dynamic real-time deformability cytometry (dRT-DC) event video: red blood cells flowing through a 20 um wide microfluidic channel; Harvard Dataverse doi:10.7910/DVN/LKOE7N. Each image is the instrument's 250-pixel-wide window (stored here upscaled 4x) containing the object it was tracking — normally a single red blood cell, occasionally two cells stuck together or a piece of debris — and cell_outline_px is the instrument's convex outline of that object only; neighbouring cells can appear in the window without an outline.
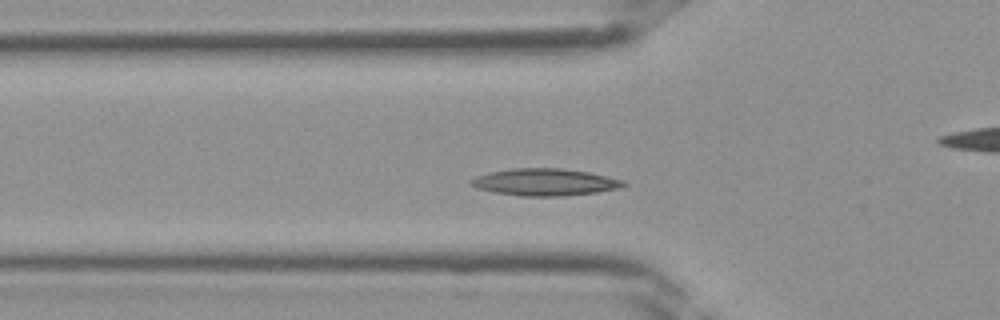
{"species": "Egyptian fruit bat (a non-hibernating species)", "species_latin": "Rousettus aegyptiacus", "temperature_condition": "room temperature", "stored_images_in_passage": 35, "camera_frame_rate_fps": 3000, "um_per_image_px": 0.085, "frame": {"image": 1, "passage_image": 9, "time_ms": 2.667, "image_size_px": [1000, 320], "cell_outline_px": [[628, 184], [620, 188], [596, 192], [564, 196], [520, 196], [492, 192], [476, 188], [468, 184], [468, 180], [476, 176], [492, 172], [512, 168], [560, 168], [588, 172], [624, 180]], "centroid_in_image_um": [46.28, 15.48], "position_along_channel_um": 79.5, "area_um2": 24.16}}
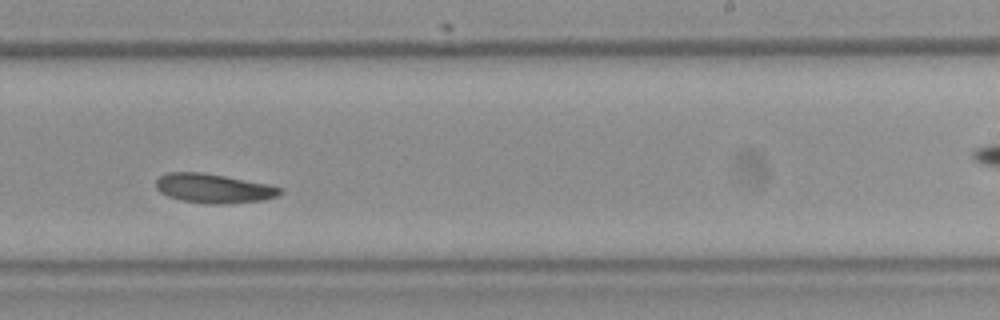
{"frame": {"image": 2, "passage_image": 20, "time_ms": 6.333, "image_size_px": [1000, 320], "cell_outline_px": [[284, 192], [276, 196], [264, 200], [228, 204], [208, 204], [184, 200], [168, 196], [160, 192], [156, 188], [156, 180], [160, 176], [168, 172], [200, 172], [224, 176], [268, 184], [280, 188]], "centroid_in_image_um": [18.16, 16.01], "position_along_channel_um": 270.8, "area_um2": 21.04}}
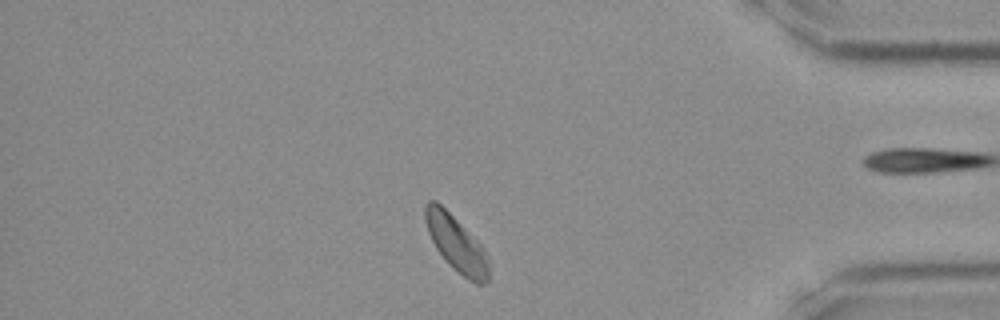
{"frame": {"image": 3, "passage_image": 29, "time_ms": 9.333, "image_size_px": [1000, 320], "cell_outline_px": [[488, 280], [484, 284], [476, 284], [468, 280], [452, 268], [448, 264], [436, 248], [428, 232], [424, 216], [424, 204], [428, 200], [436, 200], [484, 248], [488, 260]], "centroid_in_image_um": [38.76, 20.73], "position_along_channel_um": 396.4, "area_um2": 20.35}}